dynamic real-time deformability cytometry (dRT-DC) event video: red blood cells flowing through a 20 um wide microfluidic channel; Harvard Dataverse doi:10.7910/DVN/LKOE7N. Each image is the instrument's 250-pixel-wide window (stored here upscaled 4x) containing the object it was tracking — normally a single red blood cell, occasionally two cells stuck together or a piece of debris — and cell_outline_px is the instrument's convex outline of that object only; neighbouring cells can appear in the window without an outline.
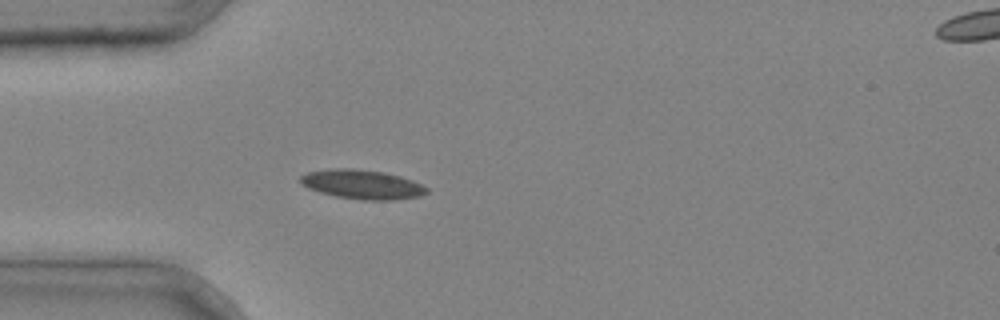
{"species": "common noctule bat (a hibernating species)", "species_latin": "Nyctalus noctula", "temperature_condition": "cold", "stored_images_in_passage": 41, "camera_frame_rate_fps": 3000, "um_per_image_px": 0.085, "animal": {"sex": "male", "body_mass_g": 20.4}, "frame": {"image": 1, "passage_image": 11, "time_ms": 3.333, "image_size_px": [1000, 320], "cell_outline_px": [[428, 192], [420, 196], [392, 200], [364, 200], [336, 196], [320, 192], [308, 188], [300, 184], [300, 176], [308, 172], [336, 168], [352, 168], [384, 172], [400, 176], [412, 180], [428, 188]], "centroid_in_image_um": [30.78, 15.67], "position_along_channel_um": 54.2, "area_um2": 21.44}}
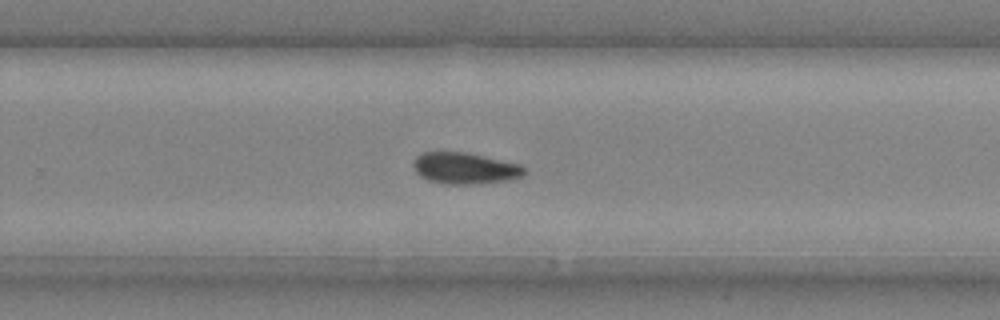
{"frame": {"image": 2, "passage_image": 27, "time_ms": 8.667, "image_size_px": [1000, 320], "cell_outline_px": [[524, 172], [520, 176], [504, 180], [476, 184], [444, 184], [428, 180], [420, 176], [416, 172], [412, 164], [416, 156], [424, 152], [468, 152], [520, 164], [524, 168]], "centroid_in_image_um": [39.46, 14.29], "position_along_channel_um": 290.3, "area_um2": 20.17}}
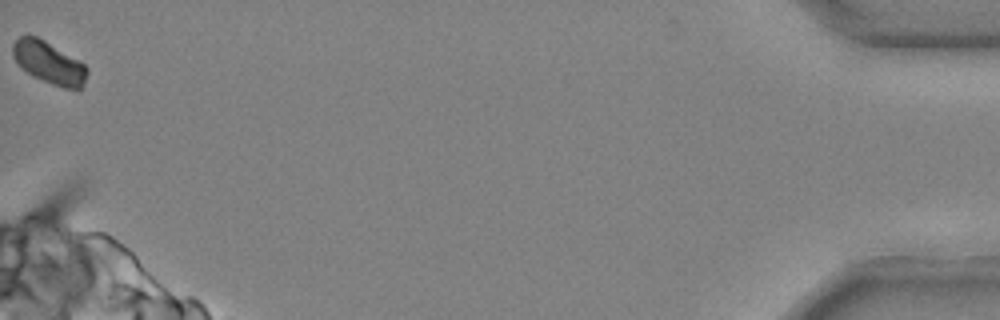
{"frame": {"image": 3, "passage_image": 41, "time_ms": 13.333, "image_size_px": [1000, 320], "cell_outline_px": [[88, 72], [80, 92], [64, 88], [52, 84], [20, 68], [16, 64], [12, 56], [12, 44], [20, 36], [36, 36], [44, 40], [84, 64], [88, 68]], "centroid_in_image_um": [4.16, 5.35], "position_along_channel_um": 431.0, "area_um2": 18.21}}